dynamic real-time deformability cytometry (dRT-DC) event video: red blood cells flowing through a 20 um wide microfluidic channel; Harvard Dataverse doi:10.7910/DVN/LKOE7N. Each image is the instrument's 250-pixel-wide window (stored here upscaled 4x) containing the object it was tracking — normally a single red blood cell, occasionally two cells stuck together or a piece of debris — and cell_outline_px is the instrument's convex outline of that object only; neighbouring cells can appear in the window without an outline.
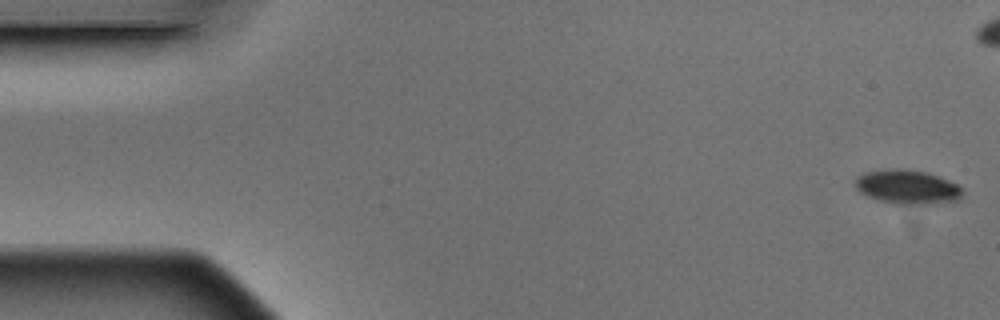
{"species": "Egyptian fruit bat (a non-hibernating species)", "species_latin": "Rousettus aegyptiacus", "temperature_condition": "warm", "stored_images_in_passage": 5, "camera_frame_rate_fps": 3000, "um_per_image_px": 0.085, "animal": {"sex": "male"}, "frame": {"image": 1, "passage_image": 1, "time_ms": 0.0, "image_size_px": [1000, 320], "cell_outline_px": [[964, 192], [956, 200], [924, 204], [896, 204], [868, 196], [860, 192], [856, 188], [856, 176], [864, 172], [896, 168], [900, 168], [928, 172], [948, 180], [956, 184]], "centroid_in_image_um": [77.1, 15.87], "position_along_channel_um": 7.9, "area_um2": 21.04}}